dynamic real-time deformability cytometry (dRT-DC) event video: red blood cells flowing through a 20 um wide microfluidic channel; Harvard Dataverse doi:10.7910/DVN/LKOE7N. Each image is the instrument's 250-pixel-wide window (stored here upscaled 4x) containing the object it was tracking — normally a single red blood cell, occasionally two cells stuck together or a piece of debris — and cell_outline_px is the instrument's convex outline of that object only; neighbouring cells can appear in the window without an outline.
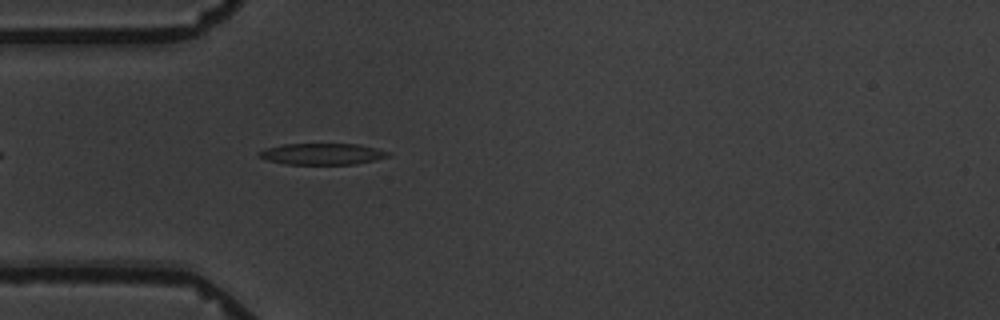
{"species": "common noctule bat (a hibernating species)", "species_latin": "Nyctalus noctula", "temperature_condition": "warm", "stored_images_in_passage": 5, "camera_frame_rate_fps": 3000, "um_per_image_px": 0.085, "animal": {"sex": "male", "body_mass_g": 19.5, "forearm_length_mm": 54.6}, "frame": {"image": 1, "passage_image": 5, "time_ms": 4.333, "image_size_px": [1000, 320], "cell_outline_px": [[388, 156], [376, 160], [356, 164], [284, 164], [268, 160], [256, 156], [256, 152], [264, 148], [284, 144], [356, 144], [376, 148], [388, 152]], "centroid_in_image_um": [27.31, 13.09], "position_along_channel_um": 57.7, "area_um2": 16.07}}